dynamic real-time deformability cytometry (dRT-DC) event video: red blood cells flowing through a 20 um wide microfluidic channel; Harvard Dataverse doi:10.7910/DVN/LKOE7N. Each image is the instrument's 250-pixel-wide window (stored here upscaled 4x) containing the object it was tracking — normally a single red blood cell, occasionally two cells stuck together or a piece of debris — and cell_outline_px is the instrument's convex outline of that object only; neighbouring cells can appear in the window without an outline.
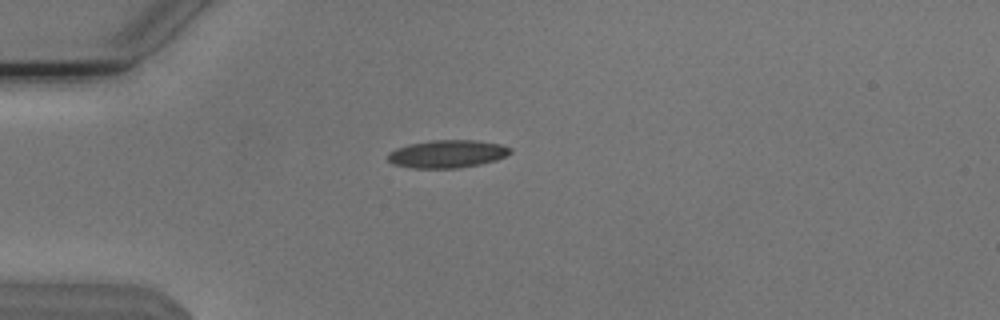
{"species": "Egyptian fruit bat (a non-hibernating species)", "species_latin": "Rousettus aegyptiacus", "temperature_condition": "cold", "stored_images_in_passage": 40, "camera_frame_rate_fps": 3000, "um_per_image_px": 0.085, "animal": {"sex": "male"}, "frame": {"image": 1, "passage_image": 1, "time_ms": 0.0, "image_size_px": [1000, 320], "cell_outline_px": [[512, 152], [496, 160], [480, 164], [460, 168], [412, 168], [392, 164], [388, 160], [388, 152], [396, 148], [408, 144], [432, 140], [476, 140], [500, 144], [512, 148]], "centroid_in_image_um": [38.0, 13.08], "position_along_channel_um": 47.0, "area_um2": 19.94}}
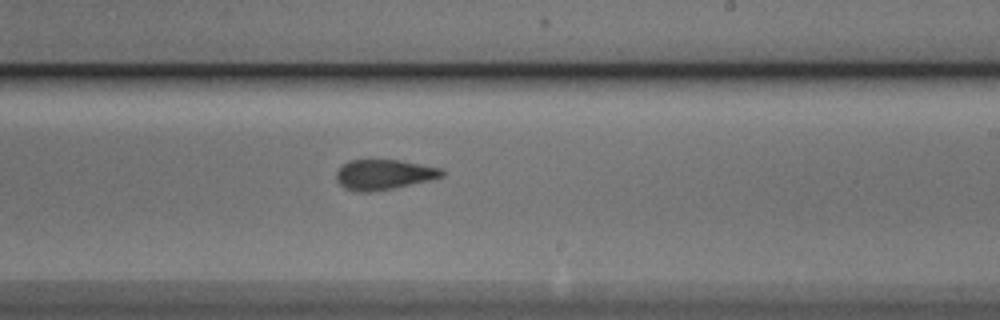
{"frame": {"image": 2, "passage_image": 19, "time_ms": 6.0, "image_size_px": [1000, 320], "cell_outline_px": [[444, 176], [428, 180], [392, 188], [368, 192], [360, 192], [344, 188], [336, 180], [336, 172], [348, 160], [400, 160], [440, 168], [444, 172]], "centroid_in_image_um": [32.59, 14.83], "position_along_channel_um": 256.4, "area_um2": 18.26}}
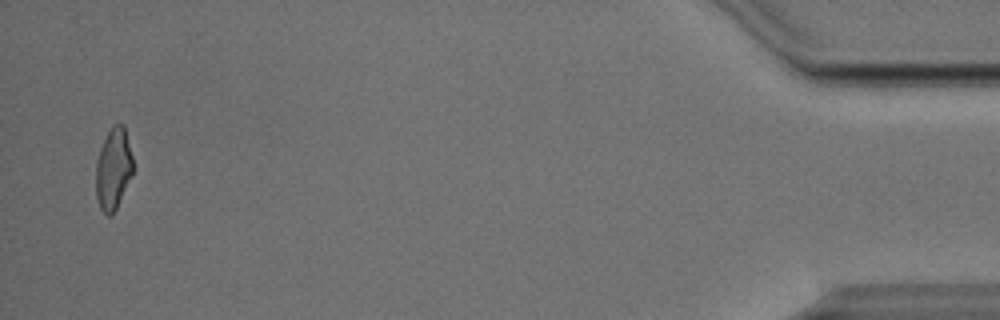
{"frame": {"image": 3, "passage_image": 39, "time_ms": 12.667, "image_size_px": [1000, 320], "cell_outline_px": [[132, 172], [116, 208], [108, 216], [100, 208], [96, 196], [96, 164], [100, 148], [112, 124], [124, 124], [132, 156]], "centroid_in_image_um": [9.62, 14.31], "position_along_channel_um": 425.6, "area_um2": 17.17}, "authors_computed_cell_mechanics": {"area_um2": 18.5538, "velocity_mm_per_s": 3.8107, "shape_relaxation_time_tau1_ms": 9.9386, "shape_relaxation_time_tau2_ms": 1.5319, "deformation_change_tau1": 0.2024, "deformation_change_tau2": 0.0968}}